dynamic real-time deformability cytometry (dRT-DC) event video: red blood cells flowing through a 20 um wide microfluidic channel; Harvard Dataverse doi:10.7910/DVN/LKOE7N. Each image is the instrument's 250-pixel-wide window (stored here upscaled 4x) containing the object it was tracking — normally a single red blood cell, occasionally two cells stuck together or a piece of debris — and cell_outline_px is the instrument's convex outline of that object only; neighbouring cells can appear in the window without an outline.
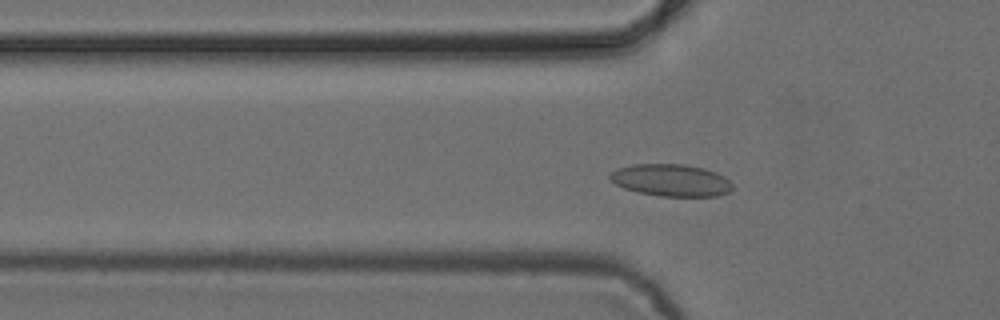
{"species": "common noctule bat (a hibernating species)", "species_latin": "Nyctalus noctula", "temperature_condition": "cold", "stored_images_in_passage": 54, "camera_frame_rate_fps": 3000, "um_per_image_px": 0.085, "animal": {"sex": "female", "body_mass_g": 24.6, "forearm_length_mm": 56.2}, "frame": {"image": 1, "passage_image": 17, "time_ms": 5.333, "image_size_px": [1000, 320], "cell_outline_px": [[732, 188], [728, 192], [716, 196], [660, 196], [636, 192], [624, 188], [616, 184], [608, 176], [616, 168], [632, 164], [684, 164], [704, 168], [716, 172], [724, 176], [732, 184]], "centroid_in_image_um": [57.02, 15.31], "position_along_channel_um": 68.8, "area_um2": 22.95}}
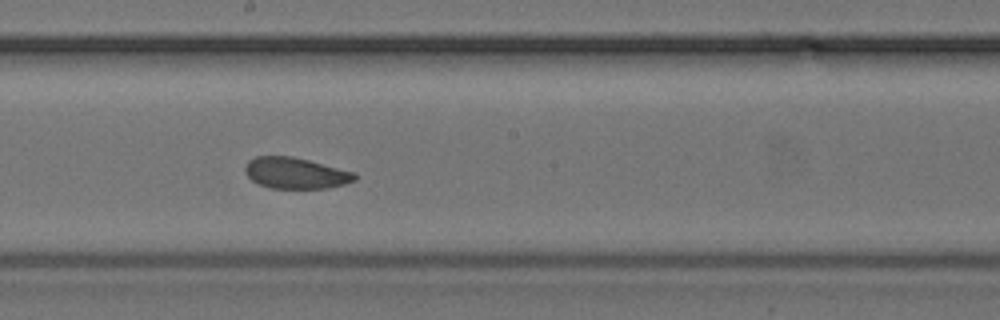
{"frame": {"image": 2, "passage_image": 29, "time_ms": 9.333, "image_size_px": [1000, 320], "cell_outline_px": [[356, 180], [344, 184], [328, 188], [268, 188], [256, 184], [244, 172], [244, 168], [248, 160], [256, 156], [292, 156], [356, 172]], "centroid_in_image_um": [25.1, 14.71], "position_along_channel_um": 223.1, "area_um2": 20.06}}
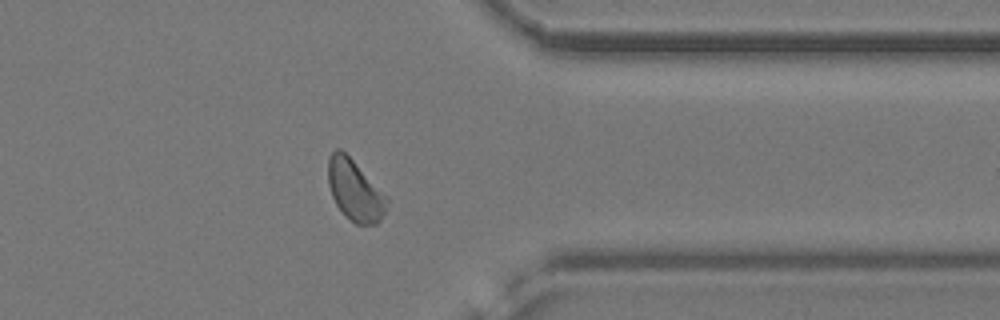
{"frame": {"image": 3, "passage_image": 42, "time_ms": 13.667, "image_size_px": [1000, 320], "cell_outline_px": [[388, 200], [384, 212], [380, 220], [376, 224], [356, 224], [336, 204], [332, 196], [328, 184], [328, 156], [336, 148], [340, 148], [388, 196]], "centroid_in_image_um": [30.16, 16.15], "position_along_channel_um": 381.2, "area_um2": 20.46}, "authors_computed_cell_mechanics": {"area_um2": 21.0681, "velocity_mm_per_s": 3.8619, "shape_relaxation_time_tau1_ms": null, "shape_relaxation_time_tau2_ms": 1.7202, "deformation_change_tau1": null, "deformation_change_tau2": 0.0604}}